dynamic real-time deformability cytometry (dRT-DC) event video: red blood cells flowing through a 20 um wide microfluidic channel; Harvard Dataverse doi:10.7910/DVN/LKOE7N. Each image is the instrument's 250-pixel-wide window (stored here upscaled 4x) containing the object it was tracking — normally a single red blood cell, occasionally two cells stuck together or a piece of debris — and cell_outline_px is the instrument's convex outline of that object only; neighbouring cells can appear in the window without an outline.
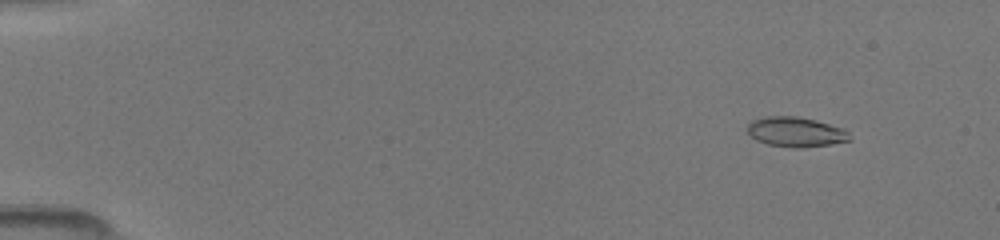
{"species": "common noctule bat (a hibernating species)", "species_latin": "Nyctalus noctula", "temperature_condition": "room temperature", "stored_images_in_passage": 41, "camera_frame_rate_fps": 3000, "um_per_image_px": 0.085, "animal": {"sex": "female", "body_mass_g": 19.5, "forearm_length_mm": 54.1}, "frame": {"image": 1, "passage_image": 6, "time_ms": 1.667, "image_size_px": [1000, 240], "cell_outline_px": [[852, 140], [832, 144], [804, 148], [792, 148], [768, 144], [756, 140], [748, 132], [748, 124], [752, 120], [764, 116], [796, 116], [816, 120], [844, 128], [848, 132]], "centroid_in_image_um": [67.67, 11.22], "position_along_channel_um": 17.3, "area_um2": 17.98}}
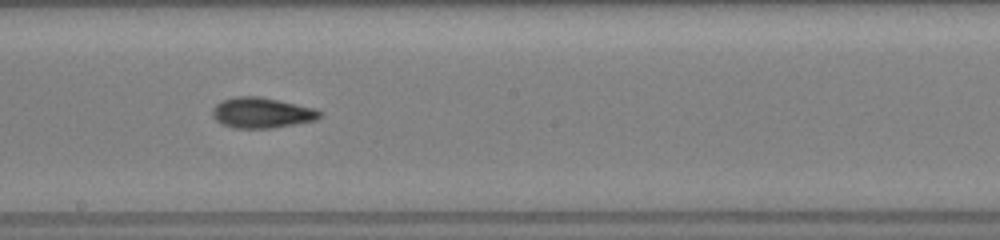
{"frame": {"image": 2, "passage_image": 21, "time_ms": 9.667, "image_size_px": [1000, 240], "cell_outline_px": [[324, 112], [316, 120], [296, 124], [272, 128], [232, 128], [220, 124], [212, 116], [212, 108], [216, 104], [224, 100], [236, 96], [256, 96], [276, 100], [312, 108]], "centroid_in_image_um": [22.21, 9.6], "position_along_channel_um": 226.0, "area_um2": 18.96}}
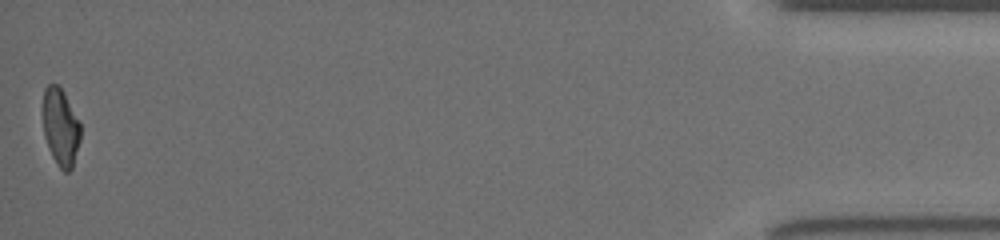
{"frame": {"image": 3, "passage_image": 41, "time_ms": 16.667, "image_size_px": [1000, 240], "cell_outline_px": [[80, 140], [72, 168], [68, 172], [64, 172], [56, 164], [48, 148], [44, 136], [44, 88], [48, 84], [60, 84], [80, 124]], "centroid_in_image_um": [5.15, 10.81], "position_along_channel_um": 430.0, "area_um2": 16.82}}